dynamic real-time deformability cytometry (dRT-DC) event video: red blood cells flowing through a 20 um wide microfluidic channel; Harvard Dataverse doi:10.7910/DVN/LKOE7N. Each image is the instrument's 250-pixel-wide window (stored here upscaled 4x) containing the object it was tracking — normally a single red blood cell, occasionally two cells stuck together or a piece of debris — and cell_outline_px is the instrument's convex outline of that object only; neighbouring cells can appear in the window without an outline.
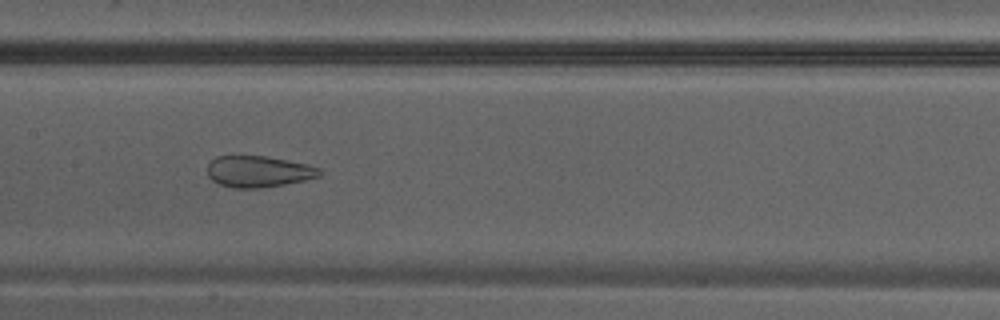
{"species": "Egyptian fruit bat (a non-hibernating species)", "species_latin": "Rousettus aegyptiacus", "temperature_condition": "warm", "stored_images_in_passage": 38, "camera_frame_rate_fps": 3000, "um_per_image_px": 0.085, "animal": {"sex": "male"}, "frame": {"image": 1, "passage_image": 19, "time_ms": 6.0, "image_size_px": [1000, 320], "cell_outline_px": [[324, 172], [320, 176], [304, 180], [284, 184], [260, 188], [232, 188], [220, 184], [212, 180], [208, 176], [208, 164], [216, 156], [264, 156], [288, 160], [308, 164], [320, 168]], "centroid_in_image_um": [21.99, 14.58], "position_along_channel_um": 185.4, "area_um2": 20.52}}
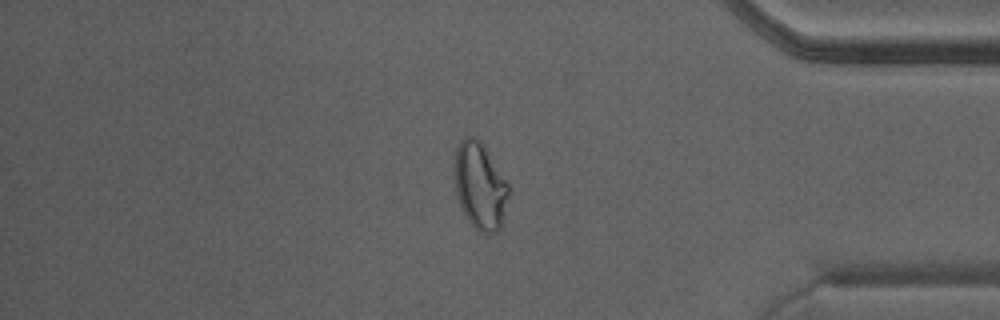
{"frame": {"image": 2, "passage_image": 32, "time_ms": 10.333, "image_size_px": [1000, 320], "cell_outline_px": [[512, 192], [500, 228], [496, 232], [480, 232], [468, 220], [460, 204], [456, 192], [456, 148], [460, 140], [464, 136], [476, 136], [484, 144], [508, 184]], "centroid_in_image_um": [40.85, 15.78], "position_along_channel_um": 394.4, "area_um2": 27.34}}
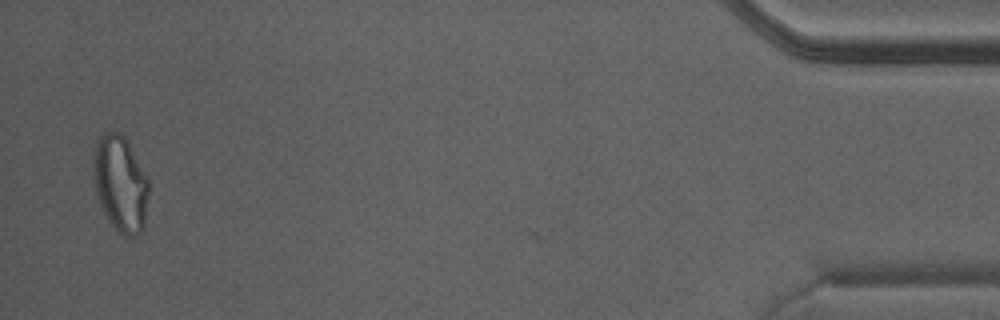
{"frame": {"image": 3, "passage_image": 37, "time_ms": 12.0, "image_size_px": [1000, 320], "cell_outline_px": [[148, 192], [144, 228], [140, 232], [132, 236], [124, 236], [112, 224], [104, 212], [100, 204], [96, 192], [92, 172], [92, 164], [96, 140], [104, 132], [120, 132], [124, 136], [148, 176]], "centroid_in_image_um": [10.22, 15.57], "position_along_channel_um": 425.0, "area_um2": 30.98}}